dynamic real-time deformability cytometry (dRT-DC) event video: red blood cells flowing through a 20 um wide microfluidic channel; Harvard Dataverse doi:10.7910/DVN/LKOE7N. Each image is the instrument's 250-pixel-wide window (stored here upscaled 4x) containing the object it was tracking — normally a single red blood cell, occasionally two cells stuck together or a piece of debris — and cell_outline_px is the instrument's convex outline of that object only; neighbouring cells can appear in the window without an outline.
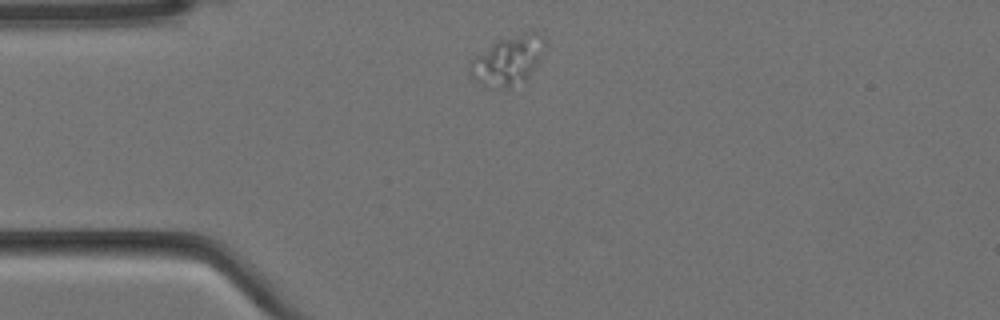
{"species": "Egyptian fruit bat (a non-hibernating species)", "species_latin": "Rousettus aegyptiacus", "temperature_condition": "cold", "stored_images_in_passage": 2, "camera_frame_rate_fps": 3000, "um_per_image_px": 0.085, "animal": {"sex": "female"}, "frame": {"image": 1, "passage_image": 1, "time_ms": 0.0, "image_size_px": [1000, 320], "cell_outline_px": [[544, 44], [540, 56], [536, 64], [528, 76], [524, 80], [508, 88], [492, 88], [476, 80], [472, 76], [468, 68], [472, 60], [476, 56], [496, 40], [524, 32], [536, 32], [540, 36]], "centroid_in_image_um": [43.13, 5.13], "position_along_channel_um": 41.9, "area_um2": 20.75}}